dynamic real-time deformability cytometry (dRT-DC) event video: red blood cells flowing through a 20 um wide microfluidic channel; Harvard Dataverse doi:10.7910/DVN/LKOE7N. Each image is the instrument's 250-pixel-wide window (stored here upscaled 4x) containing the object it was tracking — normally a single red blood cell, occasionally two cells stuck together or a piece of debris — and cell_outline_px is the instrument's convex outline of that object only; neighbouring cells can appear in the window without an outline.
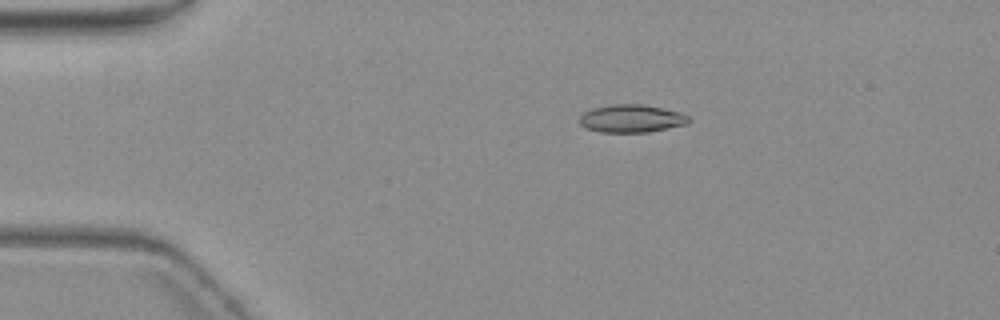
{"species": "common noctule bat (a hibernating species)", "species_latin": "Nyctalus noctula", "temperature_condition": "warm", "stored_images_in_passage": 6, "camera_frame_rate_fps": 3000, "um_per_image_px": 0.085, "animal": {"sex": "female", "body_mass_g": 19.3, "forearm_length_mm": 54.1}, "frame": {"image": 1, "passage_image": 1, "time_ms": 0.0, "image_size_px": [1000, 320], "cell_outline_px": [[692, 120], [688, 124], [648, 132], [600, 132], [584, 128], [580, 124], [580, 116], [584, 112], [592, 108], [612, 104], [644, 104], [664, 108], [680, 112], [688, 116]], "centroid_in_image_um": [53.69, 10.07], "position_along_channel_um": 31.3, "area_um2": 17.92}}
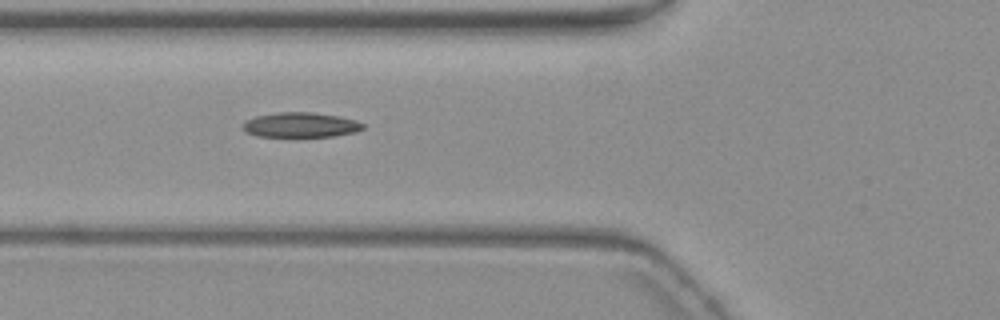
{"frame": {"image": 2, "passage_image": 4, "time_ms": 3.333, "image_size_px": [1000, 320], "cell_outline_px": [[364, 128], [356, 132], [332, 136], [256, 136], [244, 132], [240, 128], [240, 124], [244, 120], [256, 116], [280, 112], [312, 112], [336, 116], [356, 120], [364, 124]], "centroid_in_image_um": [25.47, 10.62], "position_along_channel_um": 100.3, "area_um2": 17.51}}
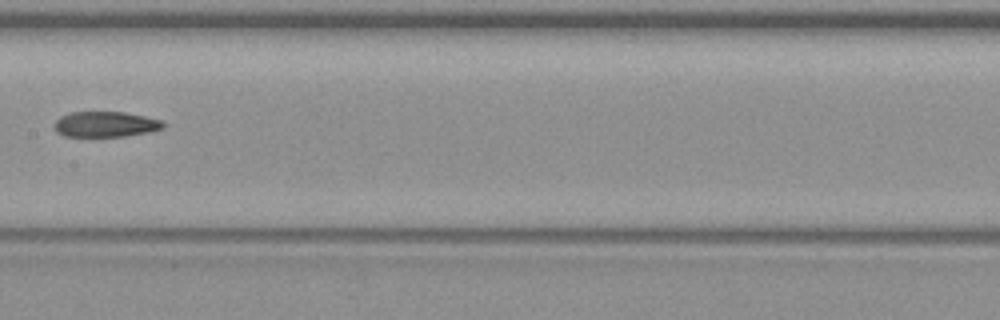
{"frame": {"image": 3, "passage_image": 6, "time_ms": 6.0, "image_size_px": [1000, 320], "cell_outline_px": [[164, 128], [148, 132], [124, 136], [64, 136], [56, 132], [56, 120], [60, 116], [72, 112], [124, 112], [164, 120]], "centroid_in_image_um": [9.0, 10.56], "position_along_channel_um": 198.4, "area_um2": 16.07}}